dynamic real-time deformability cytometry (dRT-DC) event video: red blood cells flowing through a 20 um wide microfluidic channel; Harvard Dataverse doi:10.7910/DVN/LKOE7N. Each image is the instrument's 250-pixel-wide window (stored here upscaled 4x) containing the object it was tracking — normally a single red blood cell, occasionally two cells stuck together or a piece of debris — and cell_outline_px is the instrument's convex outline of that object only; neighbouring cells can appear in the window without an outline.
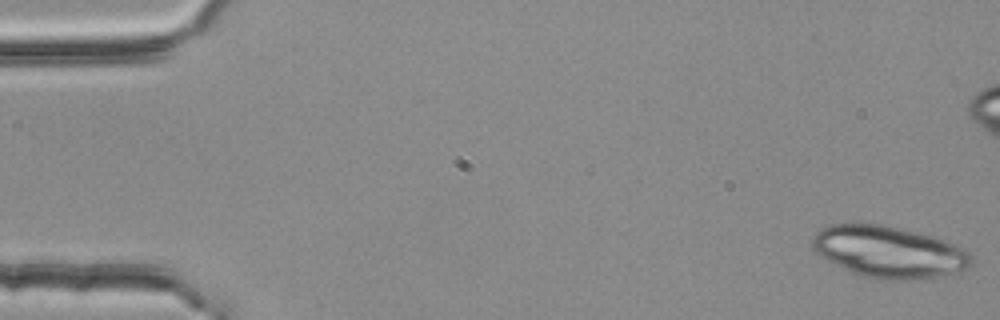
{"species": "common noctule bat (a hibernating species)", "species_latin": "Nyctalus noctula", "temperature_condition": "room temperature", "stored_images_in_passage": 54, "camera_frame_rate_fps": 3000, "um_per_image_px": 0.085, "animal": {"sex": "female", "body_mass_g": 25.1}, "frame": {"image": 1, "passage_image": 1, "time_ms": 0.0, "image_size_px": [1000, 320], "cell_outline_px": [[972, 264], [964, 268], [932, 280], [872, 280], [852, 272], [820, 256], [812, 248], [812, 236], [820, 228], [828, 224], [884, 224], [936, 236], [964, 248], [972, 256]], "centroid_in_image_um": [75.57, 21.42], "position_along_channel_um": 9.4, "area_um2": 48.55}}
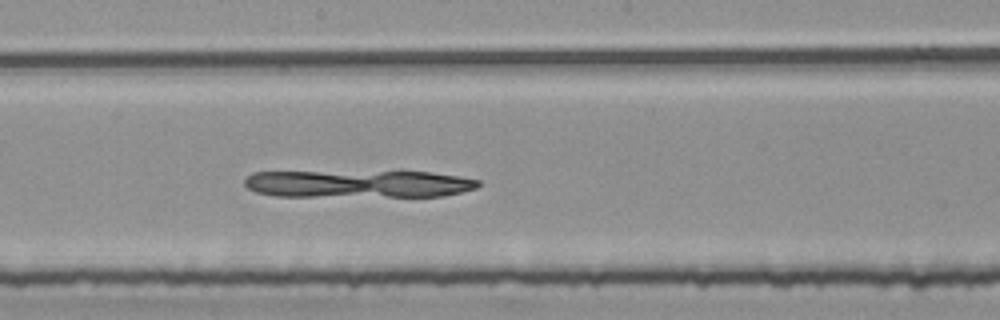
{"frame": {"image": 2, "passage_image": 29, "time_ms": 9.333, "image_size_px": [1000, 320], "cell_outline_px": [[480, 184], [476, 188], [444, 196], [276, 196], [256, 192], [248, 188], [244, 184], [244, 180], [252, 172], [428, 172], [460, 176], [480, 180]], "centroid_in_image_um": [30.46, 15.63], "position_along_channel_um": 217.7, "area_um2": 37.22}}
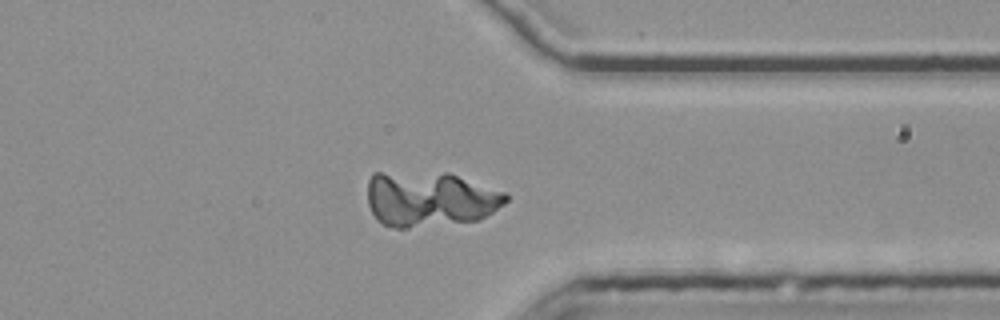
{"frame": {"image": 3, "passage_image": 42, "time_ms": 13.667, "image_size_px": [1000, 320], "cell_outline_px": [[508, 200], [504, 204], [480, 220], [404, 228], [392, 228], [384, 224], [372, 212], [368, 204], [368, 180], [372, 172], [448, 172], [508, 192]], "centroid_in_image_um": [36.56, 16.89], "position_along_channel_um": 374.8, "area_um2": 44.91}}